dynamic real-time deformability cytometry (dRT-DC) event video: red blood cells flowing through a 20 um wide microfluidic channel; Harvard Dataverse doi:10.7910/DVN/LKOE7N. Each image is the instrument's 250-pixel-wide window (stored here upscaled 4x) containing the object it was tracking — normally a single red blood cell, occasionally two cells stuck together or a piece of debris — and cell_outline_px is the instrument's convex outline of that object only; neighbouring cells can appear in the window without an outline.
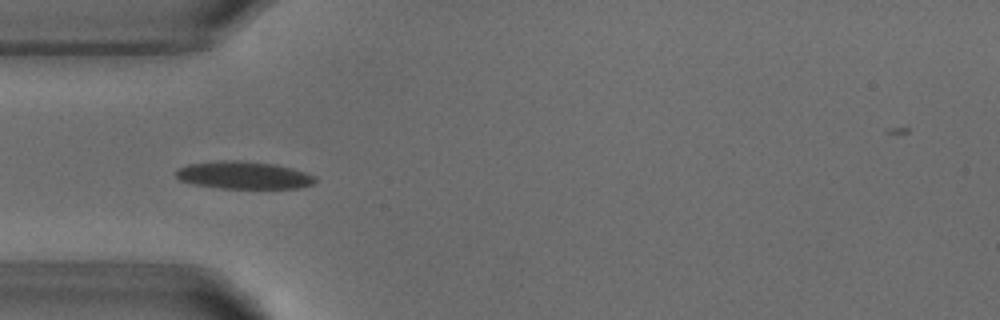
{"species": "common noctule bat (a hibernating species)", "species_latin": "Nyctalus noctula", "temperature_condition": "warm", "stored_images_in_passage": 3, "camera_frame_rate_fps": 3000, "um_per_image_px": 0.085, "animal": {"sex": "male", "body_mass_g": 18.8}, "frame": {"image": 1, "passage_image": 1, "time_ms": 0.0, "image_size_px": [1000, 320], "cell_outline_px": [[316, 180], [312, 184], [300, 188], [220, 188], [192, 184], [176, 180], [176, 172], [180, 168], [188, 164], [220, 160], [240, 160], [276, 164], [292, 168], [316, 176]], "centroid_in_image_um": [20.69, 14.89], "position_along_channel_um": 64.3, "area_um2": 22.48}}
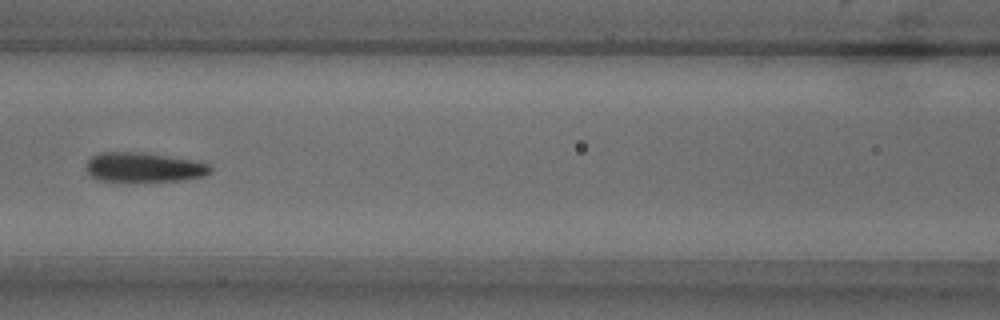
{"frame": {"image": 2, "passage_image": 3, "time_ms": 2.333, "image_size_px": [1000, 320], "cell_outline_px": [[212, 172], [204, 176], [184, 180], [96, 180], [84, 168], [88, 160], [92, 156], [100, 152], [140, 152], [168, 156], [208, 164], [212, 168]], "centroid_in_image_um": [12.19, 14.21], "position_along_channel_um": 154.4, "area_um2": 20.98}}